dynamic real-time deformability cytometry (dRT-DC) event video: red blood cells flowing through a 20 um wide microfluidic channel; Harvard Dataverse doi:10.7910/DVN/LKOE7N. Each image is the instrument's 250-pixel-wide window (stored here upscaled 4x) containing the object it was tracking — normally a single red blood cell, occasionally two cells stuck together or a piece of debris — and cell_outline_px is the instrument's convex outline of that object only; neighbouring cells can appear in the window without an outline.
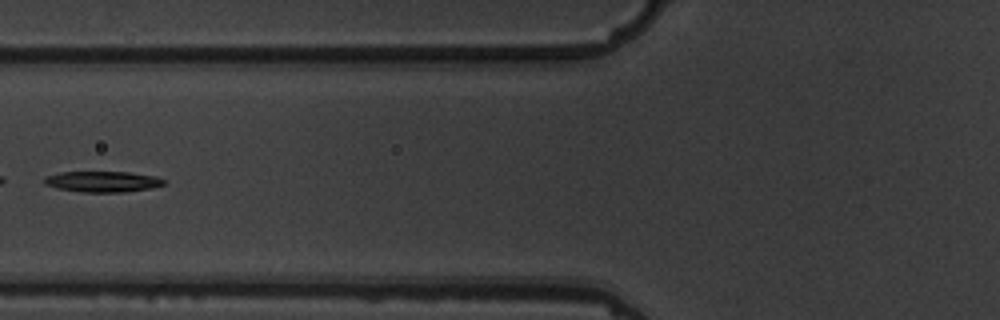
{"species": "common noctule bat (a hibernating species)", "species_latin": "Nyctalus noctula", "temperature_condition": "warm", "stored_images_in_passage": 9, "camera_frame_rate_fps": 3000, "um_per_image_px": 0.085, "animal": {"sex": "male", "body_mass_g": 19.5, "forearm_length_mm": 54.6}, "frame": {"image": 1, "passage_image": 6, "time_ms": 6.667, "image_size_px": [1000, 320], "cell_outline_px": [[168, 184], [152, 188], [124, 192], [80, 192], [56, 188], [44, 184], [44, 176], [60, 172], [128, 172], [156, 176], [164, 180]], "centroid_in_image_um": [8.73, 15.44], "position_along_channel_um": 117.1, "area_um2": 14.68}}
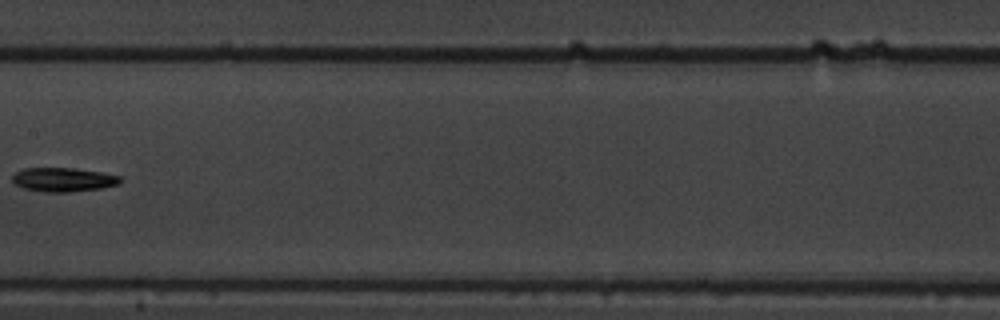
{"frame": {"image": 2, "passage_image": 8, "time_ms": 9.0, "image_size_px": [1000, 320], "cell_outline_px": [[124, 180], [120, 184], [100, 188], [68, 192], [44, 192], [24, 188], [16, 184], [12, 180], [12, 176], [16, 172], [24, 168], [72, 168], [100, 172], [120, 176]], "centroid_in_image_um": [5.4, 15.27], "position_along_channel_um": 202.0, "area_um2": 15.03}}
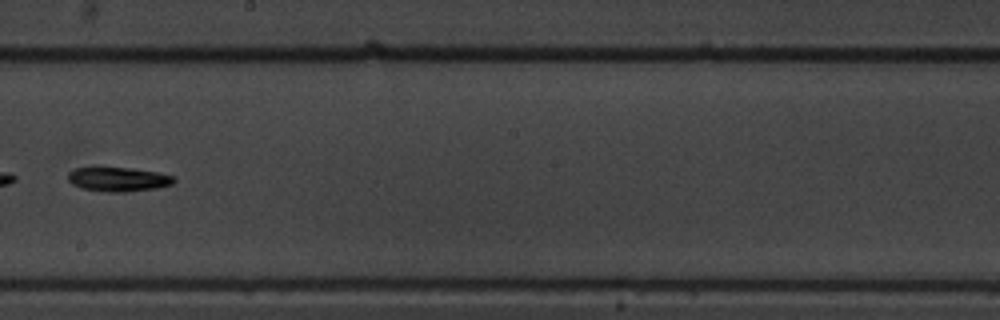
{"frame": {"image": 3, "passage_image": 9, "time_ms": 10.0, "image_size_px": [1000, 320], "cell_outline_px": [[176, 180], [172, 184], [156, 188], [124, 192], [108, 192], [80, 188], [72, 184], [68, 180], [68, 172], [76, 168], [128, 168], [156, 172], [172, 176]], "centroid_in_image_um": [10.02, 15.25], "position_along_channel_um": 238.2, "area_um2": 14.74}}